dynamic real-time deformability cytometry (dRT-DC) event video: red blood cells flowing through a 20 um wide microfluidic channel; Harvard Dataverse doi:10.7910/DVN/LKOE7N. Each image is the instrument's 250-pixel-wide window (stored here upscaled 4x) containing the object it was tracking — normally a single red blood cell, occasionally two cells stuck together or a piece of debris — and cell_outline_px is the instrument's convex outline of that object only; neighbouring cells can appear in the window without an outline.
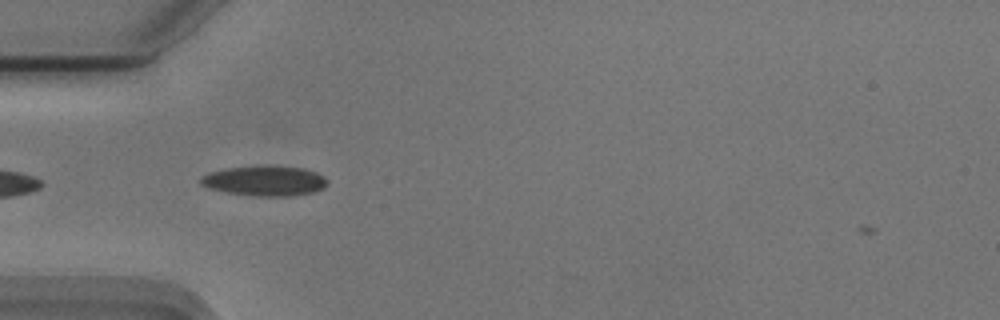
{"species": "Egyptian fruit bat (a non-hibernating species)", "species_latin": "Rousettus aegyptiacus", "temperature_condition": "cold", "stored_images_in_passage": 24, "camera_frame_rate_fps": 3000, "um_per_image_px": 0.085, "animal": {"sex": "male"}, "frame": {"image": 1, "passage_image": 1, "time_ms": 0.0, "image_size_px": [1000, 320], "cell_outline_px": [[328, 184], [324, 188], [312, 192], [292, 196], [252, 196], [228, 192], [208, 188], [200, 184], [200, 176], [208, 172], [228, 168], [268, 164], [272, 164], [304, 168], [316, 172], [324, 176], [328, 180]], "centroid_in_image_um": [22.52, 15.35], "position_along_channel_um": 62.5, "area_um2": 22.72}}
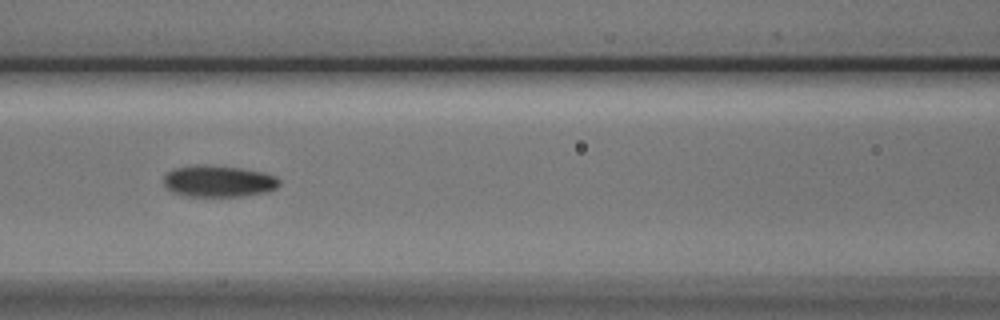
{"frame": {"image": 2, "passage_image": 8, "time_ms": 2.333, "image_size_px": [1000, 320], "cell_outline_px": [[280, 184], [276, 188], [268, 192], [244, 196], [184, 196], [172, 192], [164, 188], [164, 176], [168, 172], [176, 168], [196, 164], [212, 164], [240, 168], [264, 172], [276, 176], [280, 180]], "centroid_in_image_um": [18.57, 15.4], "position_along_channel_um": 148.0, "area_um2": 21.68}}
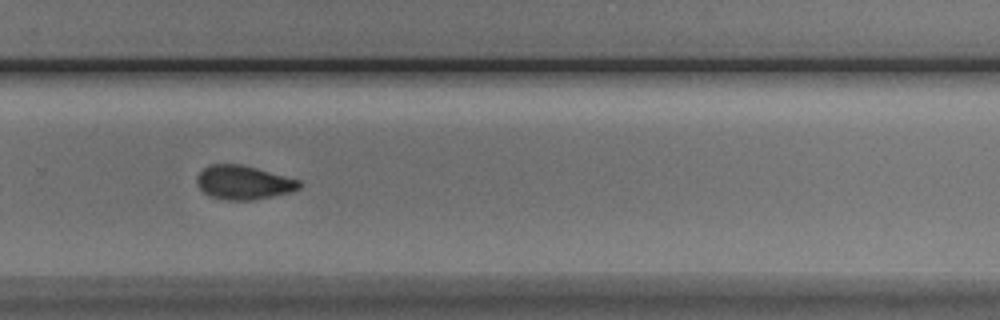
{"frame": {"image": 3, "passage_image": 21, "time_ms": 6.667, "image_size_px": [1000, 320], "cell_outline_px": [[304, 184], [300, 188], [288, 192], [272, 196], [252, 200], [224, 200], [208, 196], [196, 184], [196, 176], [208, 164], [240, 164], [256, 168], [300, 180]], "centroid_in_image_um": [20.67, 15.51], "position_along_channel_um": 309.1, "area_um2": 20.29}}